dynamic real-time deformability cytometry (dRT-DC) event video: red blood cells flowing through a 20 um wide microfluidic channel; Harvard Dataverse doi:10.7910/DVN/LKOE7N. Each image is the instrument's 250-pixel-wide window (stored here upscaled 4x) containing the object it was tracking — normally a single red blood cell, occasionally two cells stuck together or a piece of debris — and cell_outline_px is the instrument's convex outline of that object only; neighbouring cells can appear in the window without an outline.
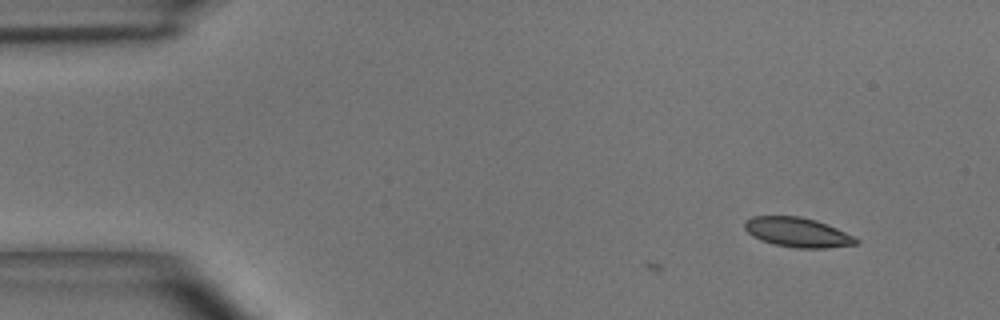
{"species": "common noctule bat (a hibernating species)", "species_latin": "Nyctalus noctula", "temperature_condition": "room temperature", "stored_images_in_passage": 2, "camera_frame_rate_fps": 3000, "um_per_image_px": 0.085, "animal": {"sex": "male", "body_mass_g": 15.6}, "frame": {"image": 1, "passage_image": 2, "time_ms": 0.333, "image_size_px": [1000, 320], "cell_outline_px": [[860, 240], [856, 244], [824, 248], [796, 248], [776, 244], [760, 240], [752, 236], [744, 228], [744, 220], [752, 216], [800, 216], [816, 220], [856, 236]], "centroid_in_image_um": [67.78, 19.74], "position_along_channel_um": 17.2, "area_um2": 19.25}}